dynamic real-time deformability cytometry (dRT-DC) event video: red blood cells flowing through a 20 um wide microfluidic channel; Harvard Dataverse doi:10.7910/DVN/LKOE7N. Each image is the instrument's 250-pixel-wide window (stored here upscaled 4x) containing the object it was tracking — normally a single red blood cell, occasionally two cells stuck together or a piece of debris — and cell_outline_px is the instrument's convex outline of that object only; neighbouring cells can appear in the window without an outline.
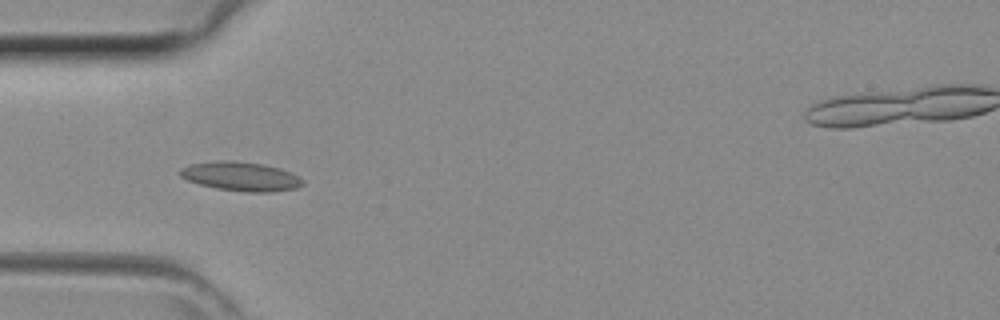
{"species": "common noctule bat (a hibernating species)", "species_latin": "Nyctalus noctula", "temperature_condition": "room temperature", "stored_images_in_passage": 28, "camera_frame_rate_fps": 3000, "um_per_image_px": 0.085, "animal": {"sex": "female", "body_mass_g": 29.2, "forearm_length_mm": 56.3}, "frame": {"image": 1, "passage_image": 3, "time_ms": 0.667, "image_size_px": [1000, 320], "cell_outline_px": [[304, 184], [296, 188], [268, 192], [244, 192], [216, 188], [200, 184], [188, 180], [180, 176], [180, 168], [192, 164], [216, 160], [236, 160], [264, 164], [280, 168], [292, 172], [304, 180]], "centroid_in_image_um": [20.5, 14.98], "position_along_channel_um": 64.5, "area_um2": 20.92}}
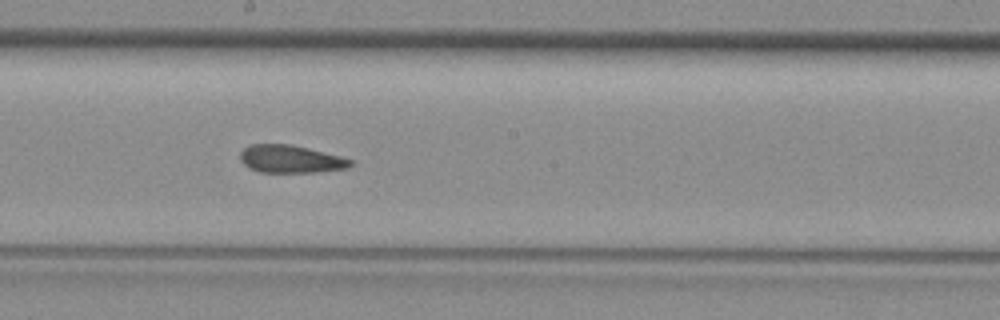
{"frame": {"image": 2, "passage_image": 13, "time_ms": 4.0, "image_size_px": [1000, 320], "cell_outline_px": [[352, 164], [348, 168], [316, 172], [260, 172], [248, 168], [240, 160], [240, 152], [244, 148], [252, 144], [292, 144], [340, 156], [352, 160]], "centroid_in_image_um": [24.68, 13.52], "position_along_channel_um": 223.5, "area_um2": 17.8}}
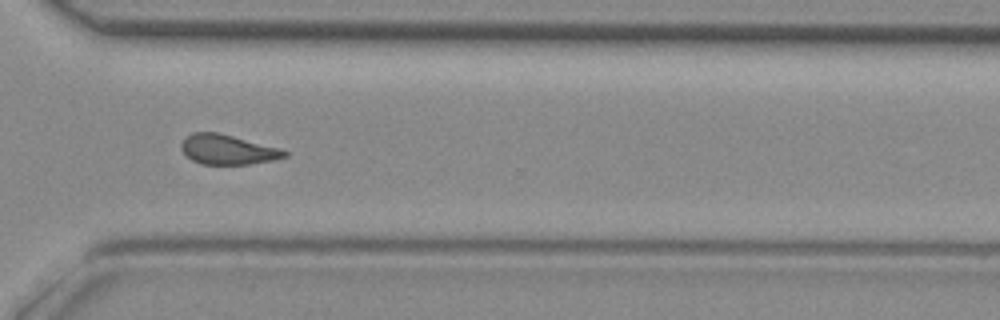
{"frame": {"image": 3, "passage_image": 21, "time_ms": 6.667, "image_size_px": [1000, 320], "cell_outline_px": [[288, 156], [272, 160], [248, 164], [200, 164], [192, 160], [180, 148], [180, 144], [192, 132], [216, 132], [280, 148], [288, 152]], "centroid_in_image_um": [19.35, 12.72], "position_along_channel_um": 351.3, "area_um2": 17.69}}